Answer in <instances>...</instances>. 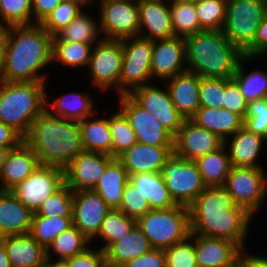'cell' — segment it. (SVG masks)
<instances>
[{
  "label": "cell",
  "mask_w": 267,
  "mask_h": 267,
  "mask_svg": "<svg viewBox=\"0 0 267 267\" xmlns=\"http://www.w3.org/2000/svg\"><path fill=\"white\" fill-rule=\"evenodd\" d=\"M191 234L224 238L246 248L254 216L223 186L206 187L188 206Z\"/></svg>",
  "instance_id": "6da1fadb"
},
{
  "label": "cell",
  "mask_w": 267,
  "mask_h": 267,
  "mask_svg": "<svg viewBox=\"0 0 267 267\" xmlns=\"http://www.w3.org/2000/svg\"><path fill=\"white\" fill-rule=\"evenodd\" d=\"M52 38L37 23L5 27L4 72L1 81L46 82L48 78L43 69L52 63Z\"/></svg>",
  "instance_id": "7a4b0ae2"
},
{
  "label": "cell",
  "mask_w": 267,
  "mask_h": 267,
  "mask_svg": "<svg viewBox=\"0 0 267 267\" xmlns=\"http://www.w3.org/2000/svg\"><path fill=\"white\" fill-rule=\"evenodd\" d=\"M24 141L40 165L63 170L84 151L79 122L56 117L46 109L32 122Z\"/></svg>",
  "instance_id": "3957f363"
},
{
  "label": "cell",
  "mask_w": 267,
  "mask_h": 267,
  "mask_svg": "<svg viewBox=\"0 0 267 267\" xmlns=\"http://www.w3.org/2000/svg\"><path fill=\"white\" fill-rule=\"evenodd\" d=\"M184 40L187 70L199 77L231 80L244 56L222 30H203Z\"/></svg>",
  "instance_id": "277c9868"
},
{
  "label": "cell",
  "mask_w": 267,
  "mask_h": 267,
  "mask_svg": "<svg viewBox=\"0 0 267 267\" xmlns=\"http://www.w3.org/2000/svg\"><path fill=\"white\" fill-rule=\"evenodd\" d=\"M47 82L0 81V121L25 137L45 110Z\"/></svg>",
  "instance_id": "5b68a950"
},
{
  "label": "cell",
  "mask_w": 267,
  "mask_h": 267,
  "mask_svg": "<svg viewBox=\"0 0 267 267\" xmlns=\"http://www.w3.org/2000/svg\"><path fill=\"white\" fill-rule=\"evenodd\" d=\"M137 226L153 248L165 250L190 236L189 208L177 204L168 209H151L137 220Z\"/></svg>",
  "instance_id": "8992f818"
},
{
  "label": "cell",
  "mask_w": 267,
  "mask_h": 267,
  "mask_svg": "<svg viewBox=\"0 0 267 267\" xmlns=\"http://www.w3.org/2000/svg\"><path fill=\"white\" fill-rule=\"evenodd\" d=\"M267 14V0H227L222 32L244 53L253 43L256 31Z\"/></svg>",
  "instance_id": "52a82bcc"
},
{
  "label": "cell",
  "mask_w": 267,
  "mask_h": 267,
  "mask_svg": "<svg viewBox=\"0 0 267 267\" xmlns=\"http://www.w3.org/2000/svg\"><path fill=\"white\" fill-rule=\"evenodd\" d=\"M121 41L123 61L119 81V95H129L135 89L152 83L153 40L138 36Z\"/></svg>",
  "instance_id": "ba28073f"
},
{
  "label": "cell",
  "mask_w": 267,
  "mask_h": 267,
  "mask_svg": "<svg viewBox=\"0 0 267 267\" xmlns=\"http://www.w3.org/2000/svg\"><path fill=\"white\" fill-rule=\"evenodd\" d=\"M123 46L121 40L101 39L94 44L88 64L89 78L102 93L113 88L119 96V81L122 71ZM104 91V92H103Z\"/></svg>",
  "instance_id": "9c48e42d"
},
{
  "label": "cell",
  "mask_w": 267,
  "mask_h": 267,
  "mask_svg": "<svg viewBox=\"0 0 267 267\" xmlns=\"http://www.w3.org/2000/svg\"><path fill=\"white\" fill-rule=\"evenodd\" d=\"M264 168L231 167L225 187L238 206L253 216L259 213L267 198V175Z\"/></svg>",
  "instance_id": "30bf717a"
},
{
  "label": "cell",
  "mask_w": 267,
  "mask_h": 267,
  "mask_svg": "<svg viewBox=\"0 0 267 267\" xmlns=\"http://www.w3.org/2000/svg\"><path fill=\"white\" fill-rule=\"evenodd\" d=\"M171 198L178 205L189 206L207 187L195 161L186 160L174 153L161 171Z\"/></svg>",
  "instance_id": "8fae6325"
},
{
  "label": "cell",
  "mask_w": 267,
  "mask_h": 267,
  "mask_svg": "<svg viewBox=\"0 0 267 267\" xmlns=\"http://www.w3.org/2000/svg\"><path fill=\"white\" fill-rule=\"evenodd\" d=\"M99 5L103 39L123 40L139 36L138 0H104Z\"/></svg>",
  "instance_id": "7c38bea8"
},
{
  "label": "cell",
  "mask_w": 267,
  "mask_h": 267,
  "mask_svg": "<svg viewBox=\"0 0 267 267\" xmlns=\"http://www.w3.org/2000/svg\"><path fill=\"white\" fill-rule=\"evenodd\" d=\"M65 185V172L53 166L39 165L11 192L34 214L48 197Z\"/></svg>",
  "instance_id": "4fadbf2b"
},
{
  "label": "cell",
  "mask_w": 267,
  "mask_h": 267,
  "mask_svg": "<svg viewBox=\"0 0 267 267\" xmlns=\"http://www.w3.org/2000/svg\"><path fill=\"white\" fill-rule=\"evenodd\" d=\"M120 111L135 132L137 141L153 146H174V136L129 95H119Z\"/></svg>",
  "instance_id": "5bb4252c"
},
{
  "label": "cell",
  "mask_w": 267,
  "mask_h": 267,
  "mask_svg": "<svg viewBox=\"0 0 267 267\" xmlns=\"http://www.w3.org/2000/svg\"><path fill=\"white\" fill-rule=\"evenodd\" d=\"M153 84V85H151ZM147 84L132 91L129 96L143 109L147 110L175 137L185 118L175 107L168 89Z\"/></svg>",
  "instance_id": "9a60e30c"
},
{
  "label": "cell",
  "mask_w": 267,
  "mask_h": 267,
  "mask_svg": "<svg viewBox=\"0 0 267 267\" xmlns=\"http://www.w3.org/2000/svg\"><path fill=\"white\" fill-rule=\"evenodd\" d=\"M187 71L184 38L171 37L153 40L151 74L153 81L160 82Z\"/></svg>",
  "instance_id": "2e32d148"
},
{
  "label": "cell",
  "mask_w": 267,
  "mask_h": 267,
  "mask_svg": "<svg viewBox=\"0 0 267 267\" xmlns=\"http://www.w3.org/2000/svg\"><path fill=\"white\" fill-rule=\"evenodd\" d=\"M113 159L105 153L84 150L64 169L65 184L73 191L93 190Z\"/></svg>",
  "instance_id": "e0dca14e"
},
{
  "label": "cell",
  "mask_w": 267,
  "mask_h": 267,
  "mask_svg": "<svg viewBox=\"0 0 267 267\" xmlns=\"http://www.w3.org/2000/svg\"><path fill=\"white\" fill-rule=\"evenodd\" d=\"M223 145L224 140L214 132L198 126L191 119H186L174 137V154L180 158L195 161Z\"/></svg>",
  "instance_id": "ac0fdd59"
},
{
  "label": "cell",
  "mask_w": 267,
  "mask_h": 267,
  "mask_svg": "<svg viewBox=\"0 0 267 267\" xmlns=\"http://www.w3.org/2000/svg\"><path fill=\"white\" fill-rule=\"evenodd\" d=\"M110 207L93 190L73 191V225L90 240L95 241Z\"/></svg>",
  "instance_id": "d6986e66"
},
{
  "label": "cell",
  "mask_w": 267,
  "mask_h": 267,
  "mask_svg": "<svg viewBox=\"0 0 267 267\" xmlns=\"http://www.w3.org/2000/svg\"><path fill=\"white\" fill-rule=\"evenodd\" d=\"M138 8L139 37L156 40L175 36L170 0H138Z\"/></svg>",
  "instance_id": "ffe728a7"
},
{
  "label": "cell",
  "mask_w": 267,
  "mask_h": 267,
  "mask_svg": "<svg viewBox=\"0 0 267 267\" xmlns=\"http://www.w3.org/2000/svg\"><path fill=\"white\" fill-rule=\"evenodd\" d=\"M174 153V146H153L135 143L117 159L128 175L143 172H161L166 161Z\"/></svg>",
  "instance_id": "44dd1931"
},
{
  "label": "cell",
  "mask_w": 267,
  "mask_h": 267,
  "mask_svg": "<svg viewBox=\"0 0 267 267\" xmlns=\"http://www.w3.org/2000/svg\"><path fill=\"white\" fill-rule=\"evenodd\" d=\"M198 267H237L241 248L224 238L194 235Z\"/></svg>",
  "instance_id": "7402d4cb"
},
{
  "label": "cell",
  "mask_w": 267,
  "mask_h": 267,
  "mask_svg": "<svg viewBox=\"0 0 267 267\" xmlns=\"http://www.w3.org/2000/svg\"><path fill=\"white\" fill-rule=\"evenodd\" d=\"M39 160L31 147L23 141L11 149L0 171V190L11 191L25 180L38 166Z\"/></svg>",
  "instance_id": "603a6c76"
},
{
  "label": "cell",
  "mask_w": 267,
  "mask_h": 267,
  "mask_svg": "<svg viewBox=\"0 0 267 267\" xmlns=\"http://www.w3.org/2000/svg\"><path fill=\"white\" fill-rule=\"evenodd\" d=\"M165 84L172 102L179 113L186 119H191L200 106V77L193 72L185 71L162 82Z\"/></svg>",
  "instance_id": "cb8c5ba5"
},
{
  "label": "cell",
  "mask_w": 267,
  "mask_h": 267,
  "mask_svg": "<svg viewBox=\"0 0 267 267\" xmlns=\"http://www.w3.org/2000/svg\"><path fill=\"white\" fill-rule=\"evenodd\" d=\"M265 142L266 139L242 126L234 135L224 140V146L232 166L264 168L258 163V158Z\"/></svg>",
  "instance_id": "d4e9b609"
},
{
  "label": "cell",
  "mask_w": 267,
  "mask_h": 267,
  "mask_svg": "<svg viewBox=\"0 0 267 267\" xmlns=\"http://www.w3.org/2000/svg\"><path fill=\"white\" fill-rule=\"evenodd\" d=\"M11 267H39L46 263V249L29 233L6 235L1 241Z\"/></svg>",
  "instance_id": "484cf974"
},
{
  "label": "cell",
  "mask_w": 267,
  "mask_h": 267,
  "mask_svg": "<svg viewBox=\"0 0 267 267\" xmlns=\"http://www.w3.org/2000/svg\"><path fill=\"white\" fill-rule=\"evenodd\" d=\"M33 213L11 192L0 190V232L3 236L27 234Z\"/></svg>",
  "instance_id": "4316f807"
},
{
  "label": "cell",
  "mask_w": 267,
  "mask_h": 267,
  "mask_svg": "<svg viewBox=\"0 0 267 267\" xmlns=\"http://www.w3.org/2000/svg\"><path fill=\"white\" fill-rule=\"evenodd\" d=\"M48 98L46 91L45 109L56 117L80 122L97 113L94 108L95 103L89 93L70 92L57 97L53 102Z\"/></svg>",
  "instance_id": "83f0119b"
},
{
  "label": "cell",
  "mask_w": 267,
  "mask_h": 267,
  "mask_svg": "<svg viewBox=\"0 0 267 267\" xmlns=\"http://www.w3.org/2000/svg\"><path fill=\"white\" fill-rule=\"evenodd\" d=\"M191 120L198 126L214 132L222 140L234 135L243 126V119L226 108L201 106Z\"/></svg>",
  "instance_id": "f1b7e54d"
},
{
  "label": "cell",
  "mask_w": 267,
  "mask_h": 267,
  "mask_svg": "<svg viewBox=\"0 0 267 267\" xmlns=\"http://www.w3.org/2000/svg\"><path fill=\"white\" fill-rule=\"evenodd\" d=\"M152 248L149 239L136 225L127 236L113 243L105 251L107 267H120Z\"/></svg>",
  "instance_id": "f546056e"
},
{
  "label": "cell",
  "mask_w": 267,
  "mask_h": 267,
  "mask_svg": "<svg viewBox=\"0 0 267 267\" xmlns=\"http://www.w3.org/2000/svg\"><path fill=\"white\" fill-rule=\"evenodd\" d=\"M129 182L145 197L151 209H168L177 205L165 186L161 172L131 174Z\"/></svg>",
  "instance_id": "4dcf8cb0"
},
{
  "label": "cell",
  "mask_w": 267,
  "mask_h": 267,
  "mask_svg": "<svg viewBox=\"0 0 267 267\" xmlns=\"http://www.w3.org/2000/svg\"><path fill=\"white\" fill-rule=\"evenodd\" d=\"M129 175L123 164L114 158L106 167L103 176L93 189L110 208L118 209Z\"/></svg>",
  "instance_id": "1f68e13d"
},
{
  "label": "cell",
  "mask_w": 267,
  "mask_h": 267,
  "mask_svg": "<svg viewBox=\"0 0 267 267\" xmlns=\"http://www.w3.org/2000/svg\"><path fill=\"white\" fill-rule=\"evenodd\" d=\"M92 115L79 122L85 151L101 152L112 156V137L109 117Z\"/></svg>",
  "instance_id": "d6a6232c"
},
{
  "label": "cell",
  "mask_w": 267,
  "mask_h": 267,
  "mask_svg": "<svg viewBox=\"0 0 267 267\" xmlns=\"http://www.w3.org/2000/svg\"><path fill=\"white\" fill-rule=\"evenodd\" d=\"M88 11H81L68 26L59 30L52 38V41L80 42L96 44L102 39L99 21L88 15ZM98 22V23H97ZM99 38V39H98Z\"/></svg>",
  "instance_id": "836d02e7"
},
{
  "label": "cell",
  "mask_w": 267,
  "mask_h": 267,
  "mask_svg": "<svg viewBox=\"0 0 267 267\" xmlns=\"http://www.w3.org/2000/svg\"><path fill=\"white\" fill-rule=\"evenodd\" d=\"M195 163L207 187L224 186L232 167L224 145L213 152L197 158Z\"/></svg>",
  "instance_id": "e575fe53"
},
{
  "label": "cell",
  "mask_w": 267,
  "mask_h": 267,
  "mask_svg": "<svg viewBox=\"0 0 267 267\" xmlns=\"http://www.w3.org/2000/svg\"><path fill=\"white\" fill-rule=\"evenodd\" d=\"M252 59L254 57L244 55L237 66L236 73L232 77L248 103L267 97V71L256 68L247 73V69L244 67L246 65L245 62L248 63Z\"/></svg>",
  "instance_id": "d590c367"
},
{
  "label": "cell",
  "mask_w": 267,
  "mask_h": 267,
  "mask_svg": "<svg viewBox=\"0 0 267 267\" xmlns=\"http://www.w3.org/2000/svg\"><path fill=\"white\" fill-rule=\"evenodd\" d=\"M90 243L92 241L80 229L73 225L68 230L59 234L48 246L46 249V258L47 260H54L55 255L58 256L56 260H66L86 251L91 247Z\"/></svg>",
  "instance_id": "8d00e7d4"
},
{
  "label": "cell",
  "mask_w": 267,
  "mask_h": 267,
  "mask_svg": "<svg viewBox=\"0 0 267 267\" xmlns=\"http://www.w3.org/2000/svg\"><path fill=\"white\" fill-rule=\"evenodd\" d=\"M136 225L135 219L128 217L119 209L110 208L102 221L99 233L95 237L105 242L99 248L105 252L113 243L127 236Z\"/></svg>",
  "instance_id": "74e56055"
},
{
  "label": "cell",
  "mask_w": 267,
  "mask_h": 267,
  "mask_svg": "<svg viewBox=\"0 0 267 267\" xmlns=\"http://www.w3.org/2000/svg\"><path fill=\"white\" fill-rule=\"evenodd\" d=\"M170 11L174 35L186 38L203 31L196 14L195 2L190 0H170Z\"/></svg>",
  "instance_id": "f35d334b"
},
{
  "label": "cell",
  "mask_w": 267,
  "mask_h": 267,
  "mask_svg": "<svg viewBox=\"0 0 267 267\" xmlns=\"http://www.w3.org/2000/svg\"><path fill=\"white\" fill-rule=\"evenodd\" d=\"M94 44L52 41V65L57 62L65 67H88Z\"/></svg>",
  "instance_id": "ab89813d"
},
{
  "label": "cell",
  "mask_w": 267,
  "mask_h": 267,
  "mask_svg": "<svg viewBox=\"0 0 267 267\" xmlns=\"http://www.w3.org/2000/svg\"><path fill=\"white\" fill-rule=\"evenodd\" d=\"M72 226V217L33 215L29 234L47 249L59 234Z\"/></svg>",
  "instance_id": "60d3db41"
},
{
  "label": "cell",
  "mask_w": 267,
  "mask_h": 267,
  "mask_svg": "<svg viewBox=\"0 0 267 267\" xmlns=\"http://www.w3.org/2000/svg\"><path fill=\"white\" fill-rule=\"evenodd\" d=\"M109 129L112 137L113 158H118L138 142L134 130L120 110L109 115Z\"/></svg>",
  "instance_id": "b9f144b4"
},
{
  "label": "cell",
  "mask_w": 267,
  "mask_h": 267,
  "mask_svg": "<svg viewBox=\"0 0 267 267\" xmlns=\"http://www.w3.org/2000/svg\"><path fill=\"white\" fill-rule=\"evenodd\" d=\"M33 24L32 0H0V26Z\"/></svg>",
  "instance_id": "7bdbcfd3"
},
{
  "label": "cell",
  "mask_w": 267,
  "mask_h": 267,
  "mask_svg": "<svg viewBox=\"0 0 267 267\" xmlns=\"http://www.w3.org/2000/svg\"><path fill=\"white\" fill-rule=\"evenodd\" d=\"M227 0H204L195 3L198 22L202 30H222Z\"/></svg>",
  "instance_id": "ee69618b"
},
{
  "label": "cell",
  "mask_w": 267,
  "mask_h": 267,
  "mask_svg": "<svg viewBox=\"0 0 267 267\" xmlns=\"http://www.w3.org/2000/svg\"><path fill=\"white\" fill-rule=\"evenodd\" d=\"M73 190L66 184L48 196L33 215L72 217Z\"/></svg>",
  "instance_id": "f6af8a7d"
},
{
  "label": "cell",
  "mask_w": 267,
  "mask_h": 267,
  "mask_svg": "<svg viewBox=\"0 0 267 267\" xmlns=\"http://www.w3.org/2000/svg\"><path fill=\"white\" fill-rule=\"evenodd\" d=\"M83 5L77 1L64 0L57 5L54 10L45 18L41 25L47 32L54 36L83 10Z\"/></svg>",
  "instance_id": "bcb514c9"
},
{
  "label": "cell",
  "mask_w": 267,
  "mask_h": 267,
  "mask_svg": "<svg viewBox=\"0 0 267 267\" xmlns=\"http://www.w3.org/2000/svg\"><path fill=\"white\" fill-rule=\"evenodd\" d=\"M166 267H198L194 234L164 250Z\"/></svg>",
  "instance_id": "7dc6e473"
},
{
  "label": "cell",
  "mask_w": 267,
  "mask_h": 267,
  "mask_svg": "<svg viewBox=\"0 0 267 267\" xmlns=\"http://www.w3.org/2000/svg\"><path fill=\"white\" fill-rule=\"evenodd\" d=\"M243 127L267 140V97L248 103Z\"/></svg>",
  "instance_id": "c3c4849f"
},
{
  "label": "cell",
  "mask_w": 267,
  "mask_h": 267,
  "mask_svg": "<svg viewBox=\"0 0 267 267\" xmlns=\"http://www.w3.org/2000/svg\"><path fill=\"white\" fill-rule=\"evenodd\" d=\"M118 209L136 221L151 210L145 197L129 181L124 187L122 200Z\"/></svg>",
  "instance_id": "681fc988"
},
{
  "label": "cell",
  "mask_w": 267,
  "mask_h": 267,
  "mask_svg": "<svg viewBox=\"0 0 267 267\" xmlns=\"http://www.w3.org/2000/svg\"><path fill=\"white\" fill-rule=\"evenodd\" d=\"M199 98L200 106L223 108L224 80L200 77Z\"/></svg>",
  "instance_id": "f907efd6"
},
{
  "label": "cell",
  "mask_w": 267,
  "mask_h": 267,
  "mask_svg": "<svg viewBox=\"0 0 267 267\" xmlns=\"http://www.w3.org/2000/svg\"><path fill=\"white\" fill-rule=\"evenodd\" d=\"M248 102L241 93L237 83L231 80H224V103L223 108L238 114L242 119L246 115Z\"/></svg>",
  "instance_id": "816d5d0a"
},
{
  "label": "cell",
  "mask_w": 267,
  "mask_h": 267,
  "mask_svg": "<svg viewBox=\"0 0 267 267\" xmlns=\"http://www.w3.org/2000/svg\"><path fill=\"white\" fill-rule=\"evenodd\" d=\"M70 267H107L105 252L89 247L81 254L66 259Z\"/></svg>",
  "instance_id": "f5cc1de1"
},
{
  "label": "cell",
  "mask_w": 267,
  "mask_h": 267,
  "mask_svg": "<svg viewBox=\"0 0 267 267\" xmlns=\"http://www.w3.org/2000/svg\"><path fill=\"white\" fill-rule=\"evenodd\" d=\"M120 267H166L164 250L152 248L147 253L127 261Z\"/></svg>",
  "instance_id": "db71d44e"
},
{
  "label": "cell",
  "mask_w": 267,
  "mask_h": 267,
  "mask_svg": "<svg viewBox=\"0 0 267 267\" xmlns=\"http://www.w3.org/2000/svg\"><path fill=\"white\" fill-rule=\"evenodd\" d=\"M243 54L255 59L267 55V14L257 28L253 43Z\"/></svg>",
  "instance_id": "11a10c76"
},
{
  "label": "cell",
  "mask_w": 267,
  "mask_h": 267,
  "mask_svg": "<svg viewBox=\"0 0 267 267\" xmlns=\"http://www.w3.org/2000/svg\"><path fill=\"white\" fill-rule=\"evenodd\" d=\"M64 0H32L33 24H41Z\"/></svg>",
  "instance_id": "9f6ffc18"
},
{
  "label": "cell",
  "mask_w": 267,
  "mask_h": 267,
  "mask_svg": "<svg viewBox=\"0 0 267 267\" xmlns=\"http://www.w3.org/2000/svg\"><path fill=\"white\" fill-rule=\"evenodd\" d=\"M24 141V137L14 128L0 121V146L14 149Z\"/></svg>",
  "instance_id": "6f0895ef"
},
{
  "label": "cell",
  "mask_w": 267,
  "mask_h": 267,
  "mask_svg": "<svg viewBox=\"0 0 267 267\" xmlns=\"http://www.w3.org/2000/svg\"><path fill=\"white\" fill-rule=\"evenodd\" d=\"M246 251V248L241 249L238 255V267H267L266 255L248 254Z\"/></svg>",
  "instance_id": "680465c9"
},
{
  "label": "cell",
  "mask_w": 267,
  "mask_h": 267,
  "mask_svg": "<svg viewBox=\"0 0 267 267\" xmlns=\"http://www.w3.org/2000/svg\"><path fill=\"white\" fill-rule=\"evenodd\" d=\"M4 57H5V27L0 26V81L4 72Z\"/></svg>",
  "instance_id": "91938a15"
},
{
  "label": "cell",
  "mask_w": 267,
  "mask_h": 267,
  "mask_svg": "<svg viewBox=\"0 0 267 267\" xmlns=\"http://www.w3.org/2000/svg\"><path fill=\"white\" fill-rule=\"evenodd\" d=\"M0 267H11L5 246L0 242Z\"/></svg>",
  "instance_id": "94428289"
},
{
  "label": "cell",
  "mask_w": 267,
  "mask_h": 267,
  "mask_svg": "<svg viewBox=\"0 0 267 267\" xmlns=\"http://www.w3.org/2000/svg\"><path fill=\"white\" fill-rule=\"evenodd\" d=\"M46 264L49 267H70L66 260H47Z\"/></svg>",
  "instance_id": "6125c7cd"
},
{
  "label": "cell",
  "mask_w": 267,
  "mask_h": 267,
  "mask_svg": "<svg viewBox=\"0 0 267 267\" xmlns=\"http://www.w3.org/2000/svg\"><path fill=\"white\" fill-rule=\"evenodd\" d=\"M10 151L11 148L0 146V171L2 170L3 164L6 161L7 155Z\"/></svg>",
  "instance_id": "be15d7a7"
},
{
  "label": "cell",
  "mask_w": 267,
  "mask_h": 267,
  "mask_svg": "<svg viewBox=\"0 0 267 267\" xmlns=\"http://www.w3.org/2000/svg\"><path fill=\"white\" fill-rule=\"evenodd\" d=\"M73 1H77L79 3H81L84 6V9L86 6H91L93 2H95V0H73ZM91 4V5H89Z\"/></svg>",
  "instance_id": "e7e4bbea"
},
{
  "label": "cell",
  "mask_w": 267,
  "mask_h": 267,
  "mask_svg": "<svg viewBox=\"0 0 267 267\" xmlns=\"http://www.w3.org/2000/svg\"><path fill=\"white\" fill-rule=\"evenodd\" d=\"M190 1H193V2L197 3V2L204 1V0H190Z\"/></svg>",
  "instance_id": "03108f58"
},
{
  "label": "cell",
  "mask_w": 267,
  "mask_h": 267,
  "mask_svg": "<svg viewBox=\"0 0 267 267\" xmlns=\"http://www.w3.org/2000/svg\"><path fill=\"white\" fill-rule=\"evenodd\" d=\"M3 235H2V233L0 232V242L2 241V239H3Z\"/></svg>",
  "instance_id": "003e7915"
},
{
  "label": "cell",
  "mask_w": 267,
  "mask_h": 267,
  "mask_svg": "<svg viewBox=\"0 0 267 267\" xmlns=\"http://www.w3.org/2000/svg\"><path fill=\"white\" fill-rule=\"evenodd\" d=\"M39 267H49L46 263L42 266H39Z\"/></svg>",
  "instance_id": "a7ac6f4b"
}]
</instances>
